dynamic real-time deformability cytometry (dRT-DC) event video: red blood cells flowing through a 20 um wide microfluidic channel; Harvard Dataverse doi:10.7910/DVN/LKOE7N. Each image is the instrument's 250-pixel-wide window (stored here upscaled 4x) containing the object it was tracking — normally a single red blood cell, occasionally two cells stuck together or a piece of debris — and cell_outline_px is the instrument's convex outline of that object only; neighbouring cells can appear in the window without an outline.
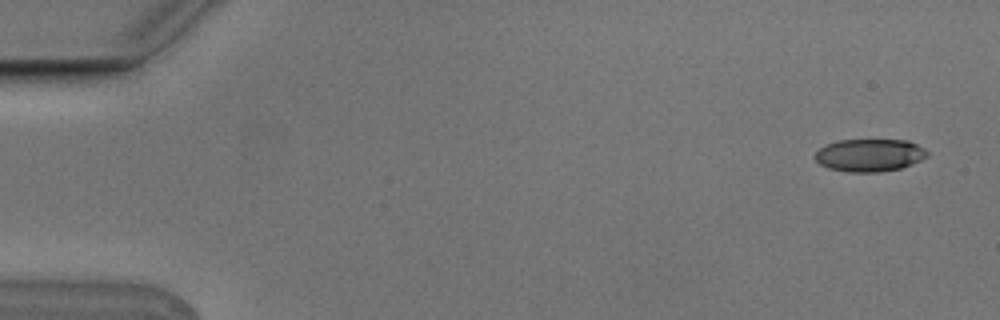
{"species": "Egyptian fruit bat (a non-hibernating species)", "species_latin": "Rousettus aegyptiacus", "temperature_condition": "cold", "stored_images_in_passage": 7, "camera_frame_rate_fps": 3000, "um_per_image_px": 0.085, "animal": {"sex": "male"}, "frame": {"image": 1, "passage_image": 1, "time_ms": 0.0, "image_size_px": [1000, 320], "cell_outline_px": [[928, 156], [912, 164], [900, 168], [880, 172], [848, 172], [828, 168], [820, 164], [816, 160], [816, 152], [820, 148], [828, 144], [840, 140], [908, 140], [924, 148], [928, 152]], "centroid_in_image_um": [73.93, 13.19], "position_along_channel_um": 11.1, "area_um2": 21.21}}
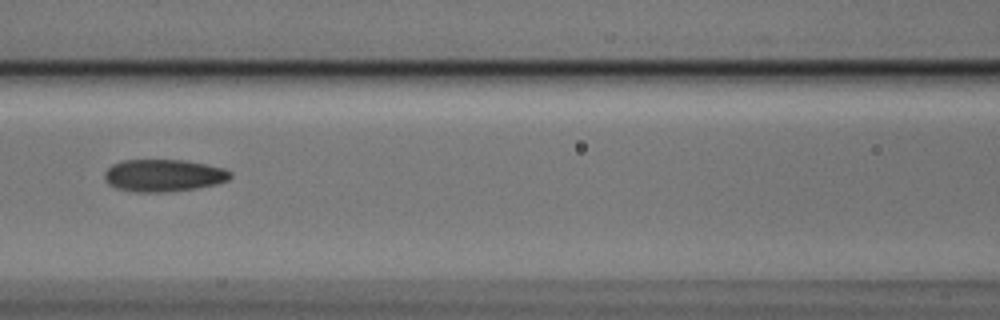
{"frame": {"image": 2, "passage_image": 7, "time_ms": 2.0, "image_size_px": [1000, 320], "cell_outline_px": [[232, 176], [228, 180], [216, 184], [196, 188], [164, 192], [136, 192], [116, 188], [108, 184], [104, 176], [104, 172], [112, 164], [124, 160], [184, 160], [224, 168], [232, 172]], "centroid_in_image_um": [13.9, 14.91], "position_along_channel_um": 152.7, "area_um2": 23.64}}